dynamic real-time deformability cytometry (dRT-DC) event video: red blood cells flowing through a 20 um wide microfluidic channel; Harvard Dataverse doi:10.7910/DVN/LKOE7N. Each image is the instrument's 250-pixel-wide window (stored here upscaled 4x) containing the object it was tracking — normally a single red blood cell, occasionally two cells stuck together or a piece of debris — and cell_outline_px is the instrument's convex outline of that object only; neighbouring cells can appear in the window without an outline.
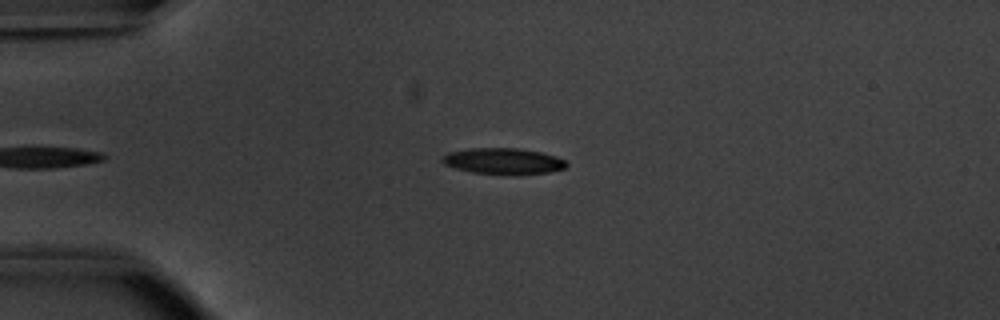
{"species": "common noctule bat (a hibernating species)", "species_latin": "Nyctalus noctula", "temperature_condition": "warm", "stored_images_in_passage": 39, "camera_frame_rate_fps": 3000, "um_per_image_px": 0.085, "animal": {"sex": "male", "body_mass_g": 20.1, "forearm_length_mm": 53.5}, "frame": {"image": 1, "passage_image": 4, "time_ms": 1.0, "image_size_px": [1000, 320], "cell_outline_px": [[568, 164], [564, 168], [548, 172], [472, 172], [456, 168], [444, 164], [440, 160], [448, 152], [468, 148], [520, 148], [540, 152], [556, 156], [564, 160]], "centroid_in_image_um": [42.74, 13.64], "position_along_channel_um": 42.3, "area_um2": 18.03}}
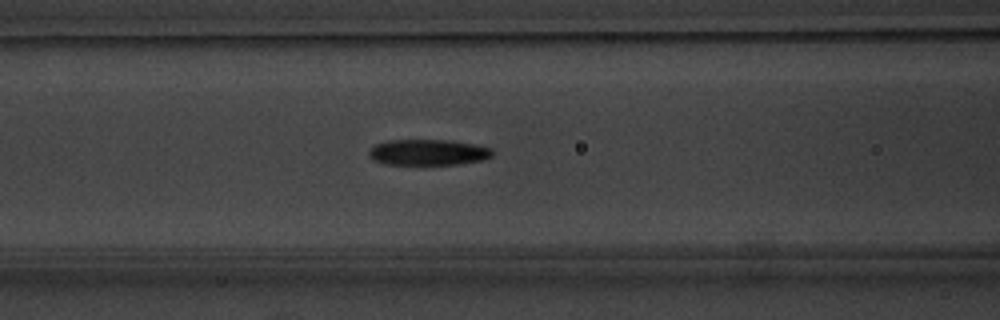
{"frame": {"image": 2, "passage_image": 13, "time_ms": 4.0, "image_size_px": [1000, 320], "cell_outline_px": [[492, 156], [484, 160], [456, 164], [384, 164], [372, 160], [368, 156], [368, 152], [376, 144], [388, 140], [448, 140], [476, 144], [492, 148]], "centroid_in_image_um": [36.39, 12.94], "position_along_channel_um": 130.2, "area_um2": 18.67}}
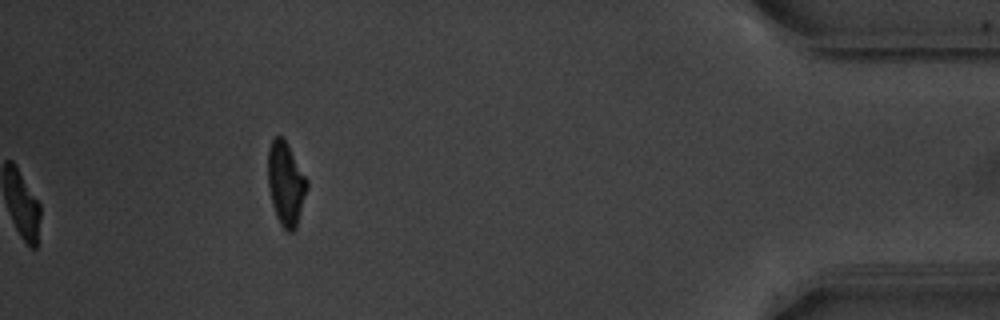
{"frame": {"image": 3, "passage_image": 39, "time_ms": 12.667, "image_size_px": [1000, 320], "cell_outline_px": [[308, 188], [296, 228], [292, 232], [288, 232], [280, 224], [276, 216], [272, 204], [268, 184], [268, 148], [272, 140], [276, 136], [280, 136], [288, 144], [308, 180]], "centroid_in_image_um": [24.3, 15.62], "position_along_channel_um": 410.9, "area_um2": 19.02}, "authors_computed_cell_mechanics": {"area_um2": 19.0162, "velocity_mm_per_s": 3.8496, "shape_relaxation_time_tau1_ms": 2.9597, "shape_relaxation_time_tau2_ms": 3.7464, "deformation_change_tau1": 0.1533, "deformation_change_tau2": 0.0955}}